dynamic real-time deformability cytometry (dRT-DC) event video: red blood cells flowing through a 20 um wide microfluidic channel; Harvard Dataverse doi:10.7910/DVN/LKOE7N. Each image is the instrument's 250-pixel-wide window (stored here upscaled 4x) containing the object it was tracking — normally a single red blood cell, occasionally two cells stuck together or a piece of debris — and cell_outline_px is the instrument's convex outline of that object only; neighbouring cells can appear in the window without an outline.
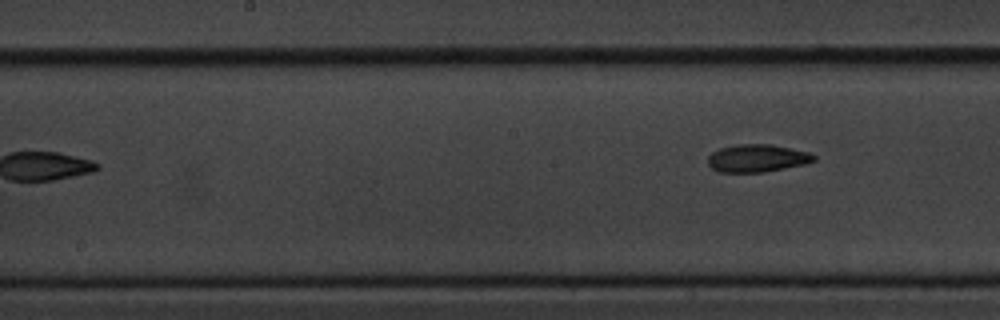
{"species": "common noctule bat (a hibernating species)", "species_latin": "Nyctalus noctula", "temperature_condition": "cold", "stored_images_in_passage": 9, "camera_frame_rate_fps": 3000, "um_per_image_px": 0.085, "animal": {"sex": "male", "body_mass_g": 20.1, "forearm_length_mm": 53.5}, "frame": {"image": 1, "passage_image": 9, "time_ms": 10.333, "image_size_px": [1000, 320], "cell_outline_px": [[816, 160], [804, 164], [764, 172], [720, 172], [712, 168], [708, 164], [708, 156], [712, 152], [720, 148], [736, 144], [772, 144], [808, 152], [816, 156]], "centroid_in_image_um": [64.34, 13.44], "position_along_channel_um": 183.9, "area_um2": 17.05}}